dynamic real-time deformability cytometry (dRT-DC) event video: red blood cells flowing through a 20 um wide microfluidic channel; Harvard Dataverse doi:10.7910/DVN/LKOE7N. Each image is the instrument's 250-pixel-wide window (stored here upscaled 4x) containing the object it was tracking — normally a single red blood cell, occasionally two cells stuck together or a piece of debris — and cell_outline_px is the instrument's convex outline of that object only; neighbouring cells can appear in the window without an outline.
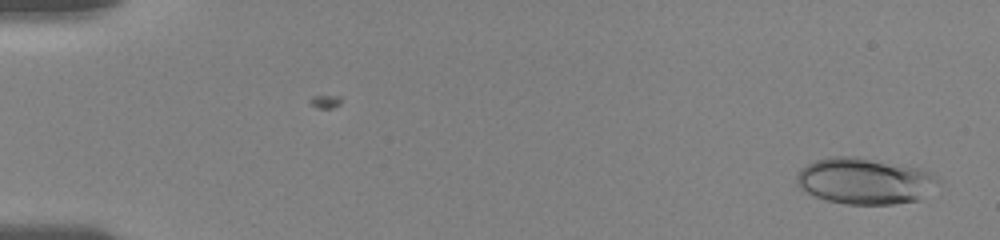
{"species": "human", "species_latin": "Homo sapiens", "temperature_condition": "room temperature", "stored_images_in_passage": 13, "camera_frame_rate_fps": 3000, "um_per_image_px": 0.085, "donor": {"sex": "female"}, "frame": {"image": 1, "passage_image": 2, "time_ms": 0.667, "image_size_px": [1000, 240], "cell_outline_px": [[940, 180], [920, 200], [892, 204], [844, 204], [828, 200], [816, 196], [800, 188], [796, 180], [796, 176], [800, 168], [816, 160], [832, 156], [856, 156], [900, 164], [932, 172], [940, 176]], "centroid_in_image_um": [73.51, 15.37], "position_along_channel_um": 11.5, "area_um2": 38.09}}
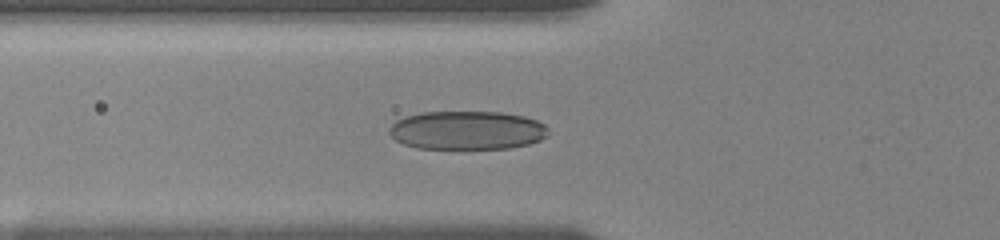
{"frame": {"image": 2, "passage_image": 11, "time_ms": 6.667, "image_size_px": [1000, 240], "cell_outline_px": [[548, 136], [540, 140], [528, 144], [508, 148], [460, 152], [416, 148], [404, 144], [396, 140], [388, 132], [388, 128], [396, 120], [404, 116], [420, 112], [500, 112], [524, 116], [536, 120], [544, 124], [548, 128]], "centroid_in_image_um": [39.67, 11.12], "position_along_channel_um": 86.1, "area_um2": 37.22}}
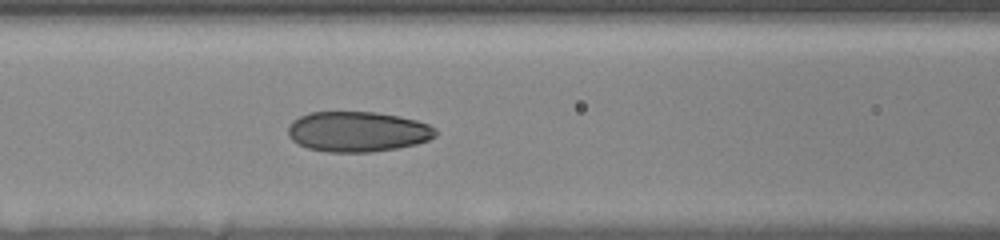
{"frame": {"image": 3, "passage_image": 13, "time_ms": 8.0, "image_size_px": [1000, 240], "cell_outline_px": [[436, 136], [428, 140], [416, 144], [396, 148], [372, 152], [328, 152], [308, 148], [292, 140], [288, 136], [288, 128], [292, 120], [300, 116], [312, 112], [376, 112], [400, 116], [416, 120], [428, 124], [436, 128]], "centroid_in_image_um": [30.4, 11.19], "position_along_channel_um": 136.2, "area_um2": 34.68}}